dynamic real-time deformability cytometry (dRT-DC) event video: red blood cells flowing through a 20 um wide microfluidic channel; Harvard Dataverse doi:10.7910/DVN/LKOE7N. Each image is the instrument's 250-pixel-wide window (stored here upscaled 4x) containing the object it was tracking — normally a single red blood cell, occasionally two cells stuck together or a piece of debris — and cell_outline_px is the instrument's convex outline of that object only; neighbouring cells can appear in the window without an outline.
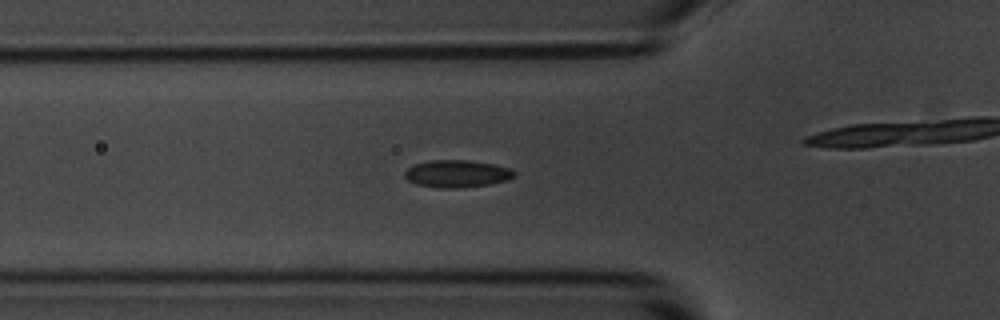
{"species": "common noctule bat (a hibernating species)", "species_latin": "Nyctalus noctula", "temperature_condition": "room temperature", "stored_images_in_passage": 42, "camera_frame_rate_fps": 3000, "um_per_image_px": 0.085, "animal": {"sex": "male", "body_mass_g": 20.1, "forearm_length_mm": 53.5}, "frame": {"image": 1, "passage_image": 13, "time_ms": 4.0, "image_size_px": [1000, 320], "cell_outline_px": [[516, 176], [508, 180], [488, 184], [456, 188], [440, 188], [416, 184], [408, 180], [404, 176], [404, 172], [408, 168], [416, 164], [432, 160], [468, 160], [496, 164], [512, 168], [516, 172]], "centroid_in_image_um": [38.89, 14.76], "position_along_channel_um": 86.9, "area_um2": 17.51}}
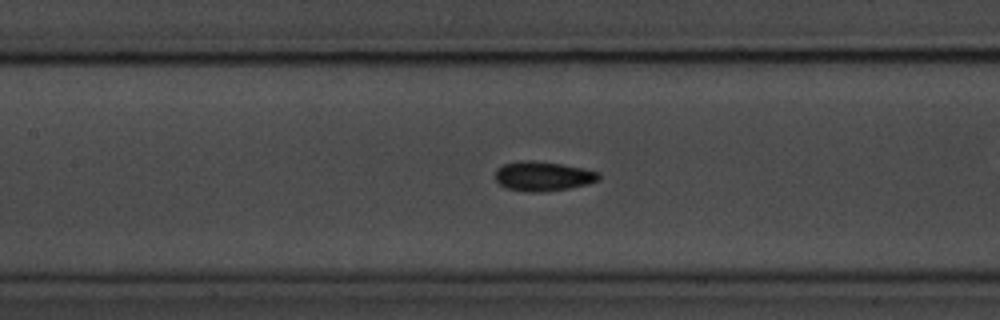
{"frame": {"image": 2, "passage_image": 19, "time_ms": 6.0, "image_size_px": [1000, 320], "cell_outline_px": [[600, 180], [588, 184], [568, 188], [544, 192], [528, 192], [508, 188], [500, 184], [496, 180], [496, 168], [504, 164], [524, 160], [532, 160], [560, 164], [584, 168], [600, 172]], "centroid_in_image_um": [46.18, 14.97], "position_along_channel_um": 161.2, "area_um2": 17.8}, "authors_computed_cell_mechanics": {"area_um2": 17.2244, "velocity_mm_per_s": 3.6771, "shape_relaxation_time_tau1_ms": 3.1518, "shape_relaxation_time_tau2_ms": 1.807, "deformation_change_tau1": 0.0869, "deformation_change_tau2": 0.063}}